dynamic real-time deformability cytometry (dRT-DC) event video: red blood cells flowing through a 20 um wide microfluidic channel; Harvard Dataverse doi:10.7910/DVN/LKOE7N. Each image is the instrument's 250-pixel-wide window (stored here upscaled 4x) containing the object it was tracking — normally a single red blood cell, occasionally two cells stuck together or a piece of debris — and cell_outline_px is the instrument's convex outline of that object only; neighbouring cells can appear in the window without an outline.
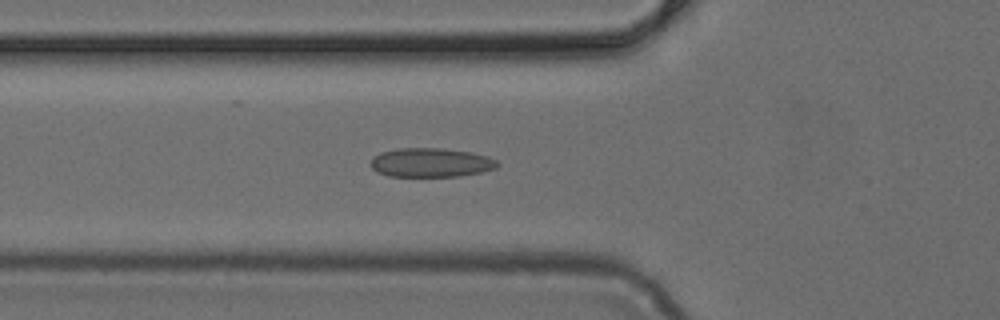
{"species": "common noctule bat (a hibernating species)", "species_latin": "Nyctalus noctula", "temperature_condition": "cold", "stored_images_in_passage": 50, "camera_frame_rate_fps": 3000, "um_per_image_px": 0.085, "animal": {"sex": "female", "body_mass_g": 24.6, "forearm_length_mm": 56.2}, "frame": {"image": 1, "passage_image": 18, "time_ms": 5.667, "image_size_px": [1000, 320], "cell_outline_px": [[500, 164], [496, 168], [480, 172], [460, 176], [388, 176], [376, 172], [372, 168], [372, 156], [380, 152], [396, 148], [440, 148], [472, 152], [488, 156], [496, 160]], "centroid_in_image_um": [36.62, 13.81], "position_along_channel_um": 89.2, "area_um2": 21.56}}
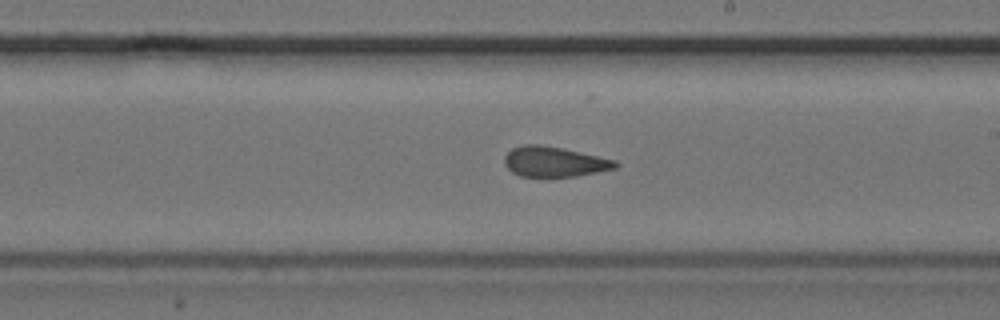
{"frame": {"image": 2, "passage_image": 29, "time_ms": 9.333, "image_size_px": [1000, 320], "cell_outline_px": [[620, 164], [616, 168], [576, 176], [520, 176], [512, 172], [504, 164], [504, 156], [512, 148], [524, 144], [540, 144], [560, 148], [616, 160]], "centroid_in_image_um": [47.09, 13.74], "position_along_channel_um": 241.9, "area_um2": 19.31}}
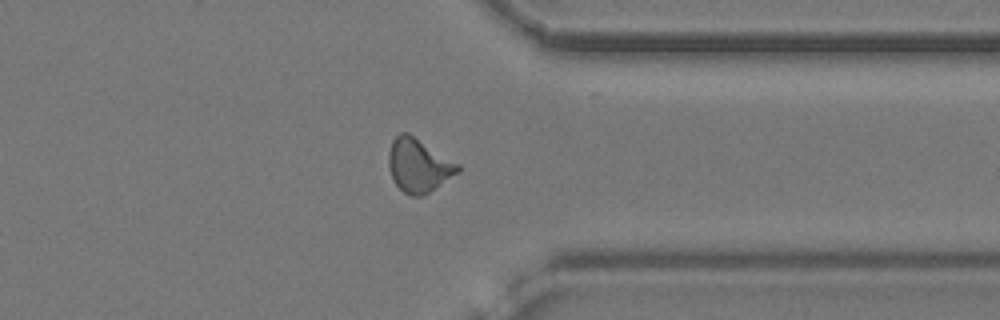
{"frame": {"image": 3, "passage_image": 39, "time_ms": 12.667, "image_size_px": [1000, 320], "cell_outline_px": [[460, 172], [424, 196], [408, 196], [396, 184], [392, 176], [388, 164], [388, 152], [392, 140], [400, 132], [408, 132], [460, 164]], "centroid_in_image_um": [35.59, 14.06], "position_along_channel_um": 375.8, "area_um2": 21.79}}